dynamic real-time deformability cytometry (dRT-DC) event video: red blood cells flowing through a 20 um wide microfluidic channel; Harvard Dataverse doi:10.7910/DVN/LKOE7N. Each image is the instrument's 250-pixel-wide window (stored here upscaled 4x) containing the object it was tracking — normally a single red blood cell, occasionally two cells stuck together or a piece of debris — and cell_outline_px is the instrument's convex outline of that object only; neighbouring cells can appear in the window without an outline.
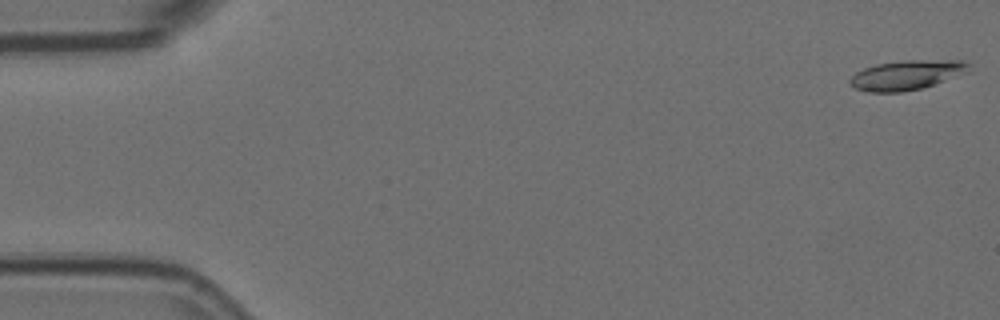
{"species": "Egyptian fruit bat (a non-hibernating species)", "species_latin": "Rousettus aegyptiacus", "temperature_condition": "room temperature", "stored_images_in_passage": 56, "camera_frame_rate_fps": 3000, "um_per_image_px": 0.085, "animal": {"sex": "female"}, "frame": {"image": 1, "passage_image": 1, "time_ms": 0.0, "image_size_px": [1000, 320], "cell_outline_px": [[972, 64], [968, 72], [920, 88], [900, 92], [872, 92], [856, 88], [848, 84], [848, 80], [856, 72], [864, 68], [876, 64], [908, 60], [960, 60]], "centroid_in_image_um": [77.06, 6.36], "position_along_channel_um": 7.9, "area_um2": 20.29}}
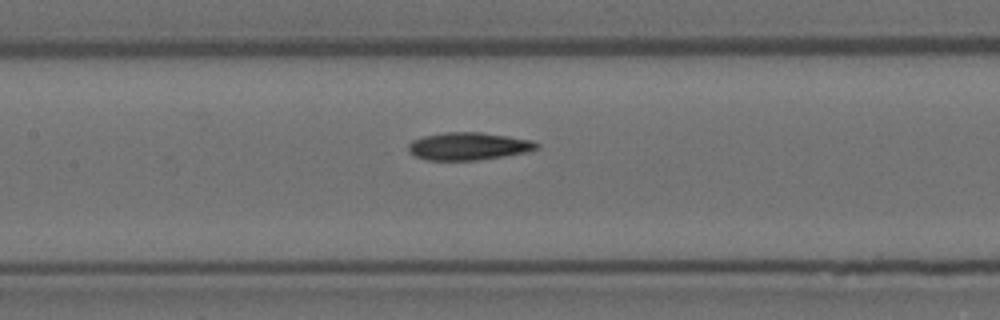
{"frame": {"image": 2, "passage_image": 26, "time_ms": 8.333, "image_size_px": [1000, 320], "cell_outline_px": [[540, 148], [528, 152], [504, 156], [476, 160], [428, 160], [416, 156], [408, 152], [408, 144], [412, 140], [424, 136], [444, 132], [480, 132], [508, 136], [532, 140], [540, 144]], "centroid_in_image_um": [39.84, 12.42], "position_along_channel_um": 167.6, "area_um2": 20.75}}
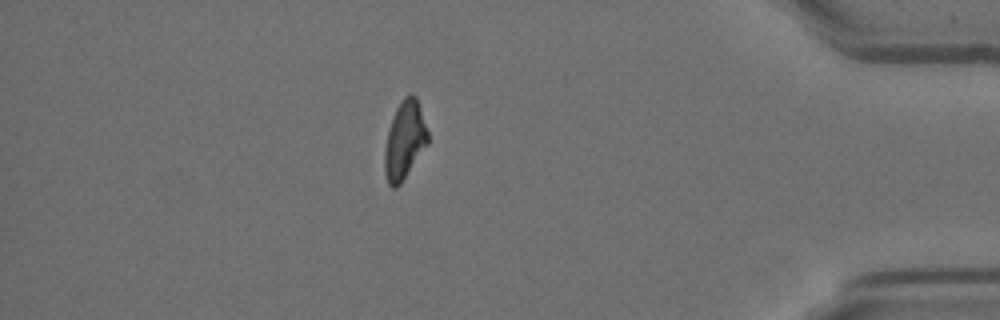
{"frame": {"image": 3, "passage_image": 49, "time_ms": 16.0, "image_size_px": [1000, 320], "cell_outline_px": [[428, 144], [400, 184], [396, 188], [392, 188], [388, 184], [384, 172], [384, 152], [388, 128], [396, 108], [404, 96], [408, 92], [412, 92], [416, 96], [428, 132]], "centroid_in_image_um": [34.38, 11.9], "position_along_channel_um": 400.8, "area_um2": 19.77}, "authors_computed_cell_mechanics": {"area_um2": 20.0277, "velocity_mm_per_s": 3.5971, "shape_relaxation_time_tau1_ms": 9.9993, "shape_relaxation_time_tau2_ms": 5.904, "deformation_change_tau1": 0.2396, "deformation_change_tau2": 0.158}}